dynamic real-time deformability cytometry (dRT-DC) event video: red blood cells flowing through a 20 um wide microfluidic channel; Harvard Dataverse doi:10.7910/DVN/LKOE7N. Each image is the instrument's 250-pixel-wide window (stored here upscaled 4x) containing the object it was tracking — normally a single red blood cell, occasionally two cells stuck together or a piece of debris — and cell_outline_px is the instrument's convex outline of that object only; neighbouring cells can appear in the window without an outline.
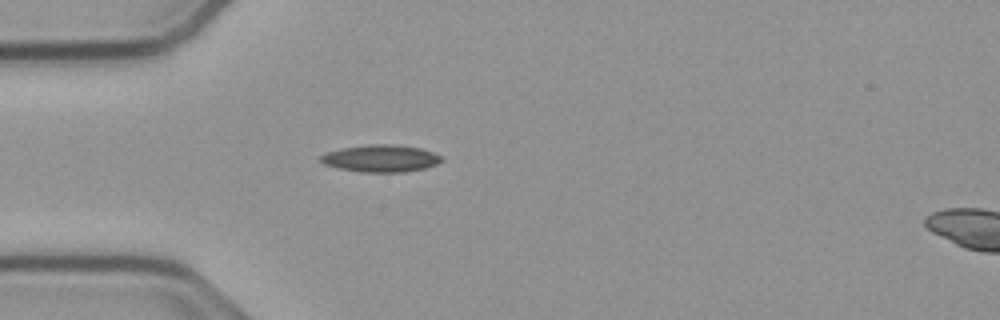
{"species": "common noctule bat (a hibernating species)", "species_latin": "Nyctalus noctula", "temperature_condition": "cold", "stored_images_in_passage": 40, "camera_frame_rate_fps": 3000, "um_per_image_px": 0.085, "animal": {"sex": "male", "body_mass_g": 23.1, "forearm_length_mm": 52.7}, "frame": {"image": 1, "passage_image": 1, "time_ms": 0.0, "image_size_px": [1000, 320], "cell_outline_px": [[444, 160], [436, 164], [424, 168], [404, 172], [360, 172], [336, 168], [324, 164], [316, 160], [320, 156], [328, 152], [344, 148], [368, 144], [392, 144], [420, 148], [432, 152], [440, 156]], "centroid_in_image_um": [32.33, 13.47], "position_along_channel_um": 52.7, "area_um2": 19.13}}
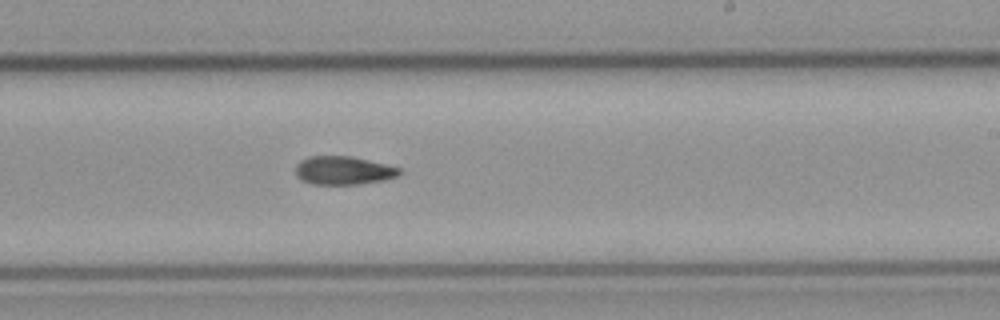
{"frame": {"image": 2, "passage_image": 18, "time_ms": 5.667, "image_size_px": [1000, 320], "cell_outline_px": [[404, 172], [400, 176], [384, 180], [360, 184], [312, 184], [300, 180], [296, 176], [296, 164], [300, 160], [308, 156], [352, 156], [400, 168]], "centroid_in_image_um": [29.19, 14.49], "position_along_channel_um": 259.8, "area_um2": 17.4}}
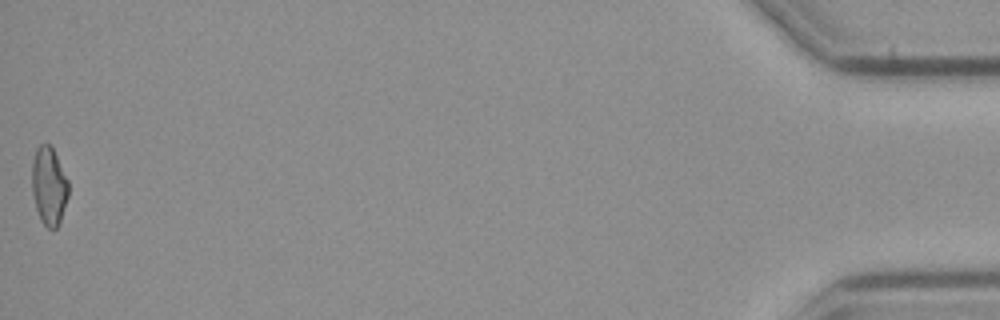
{"frame": {"image": 3, "passage_image": 40, "time_ms": 13.0, "image_size_px": [1000, 320], "cell_outline_px": [[68, 196], [60, 224], [56, 228], [48, 228], [40, 220], [36, 208], [32, 192], [32, 164], [36, 148], [40, 144], [48, 144], [52, 148], [68, 180]], "centroid_in_image_um": [4.16, 15.84], "position_along_channel_um": 431.0, "area_um2": 16.53}, "authors_computed_cell_mechanics": {"area_um2": 17.3111, "velocity_mm_per_s": 3.7746, "shape_relaxation_time_tau1_ms": null, "shape_relaxation_time_tau2_ms": 6.7888, "deformation_change_tau1": null, "deformation_change_tau2": 0.1509}}